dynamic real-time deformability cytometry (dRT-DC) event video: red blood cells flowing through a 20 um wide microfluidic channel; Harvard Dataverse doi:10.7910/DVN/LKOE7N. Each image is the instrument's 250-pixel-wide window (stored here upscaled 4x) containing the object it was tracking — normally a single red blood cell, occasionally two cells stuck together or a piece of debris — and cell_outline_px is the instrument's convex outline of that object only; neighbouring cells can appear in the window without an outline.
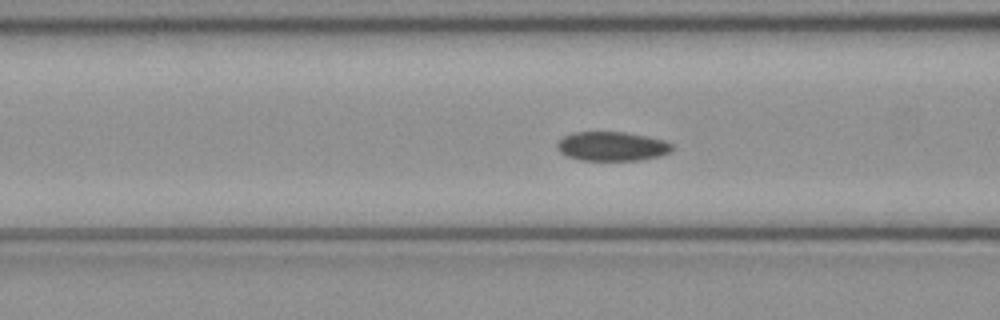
{"species": "common noctule bat (a hibernating species)", "species_latin": "Nyctalus noctula", "temperature_condition": "cold", "stored_images_in_passage": 47, "camera_frame_rate_fps": 3000, "um_per_image_px": 0.085, "animal": {"sex": "female", "body_mass_g": 21.9}, "frame": {"image": 1, "passage_image": 20, "time_ms": 6.333, "image_size_px": [1000, 320], "cell_outline_px": [[676, 148], [660, 156], [640, 160], [580, 160], [568, 156], [560, 152], [556, 148], [556, 144], [564, 136], [572, 132], [624, 132], [648, 136], [664, 140], [672, 144]], "centroid_in_image_um": [52.03, 12.43], "position_along_channel_um": 114.6, "area_um2": 19.65}}
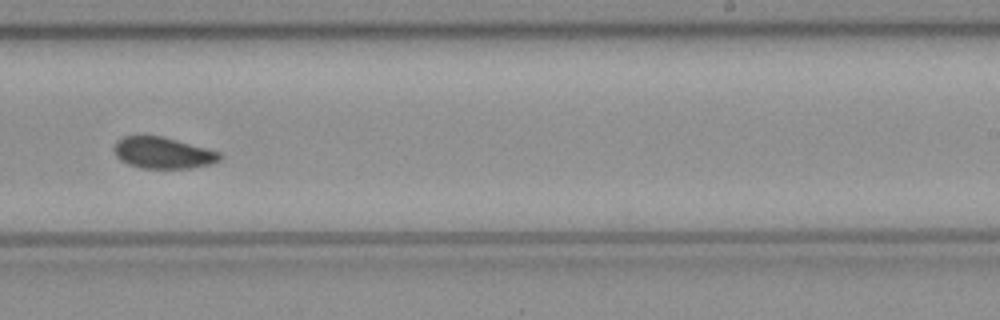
{"frame": {"image": 2, "passage_image": 32, "time_ms": 10.333, "image_size_px": [1000, 320], "cell_outline_px": [[224, 156], [220, 160], [212, 164], [192, 168], [140, 168], [128, 164], [120, 160], [116, 156], [112, 148], [116, 140], [124, 136], [160, 136], [176, 140], [220, 152]], "centroid_in_image_um": [13.83, 13.0], "position_along_channel_um": 275.2, "area_um2": 19.42}}
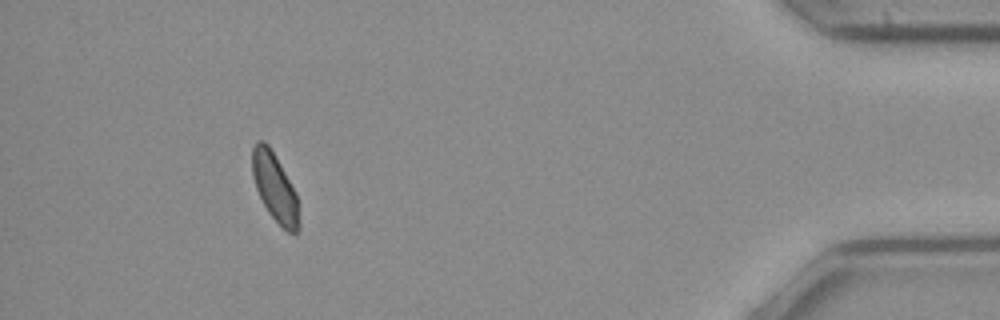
{"frame": {"image": 3, "passage_image": 47, "time_ms": 15.333, "image_size_px": [1000, 320], "cell_outline_px": [[300, 228], [296, 232], [288, 232], [268, 212], [256, 188], [252, 176], [252, 148], [256, 140], [264, 140], [268, 144], [280, 164], [296, 192], [300, 224]], "centroid_in_image_um": [23.35, 15.9], "position_along_channel_um": 411.8, "area_um2": 18.44}, "authors_computed_cell_mechanics": {"area_um2": 19.8254, "velocity_mm_per_s": 4.0143, "shape_relaxation_time_tau1_ms": 6.167, "shape_relaxation_time_tau2_ms": 3.7588, "deformation_change_tau1": 0.0911, "deformation_change_tau2": 0.0725}}